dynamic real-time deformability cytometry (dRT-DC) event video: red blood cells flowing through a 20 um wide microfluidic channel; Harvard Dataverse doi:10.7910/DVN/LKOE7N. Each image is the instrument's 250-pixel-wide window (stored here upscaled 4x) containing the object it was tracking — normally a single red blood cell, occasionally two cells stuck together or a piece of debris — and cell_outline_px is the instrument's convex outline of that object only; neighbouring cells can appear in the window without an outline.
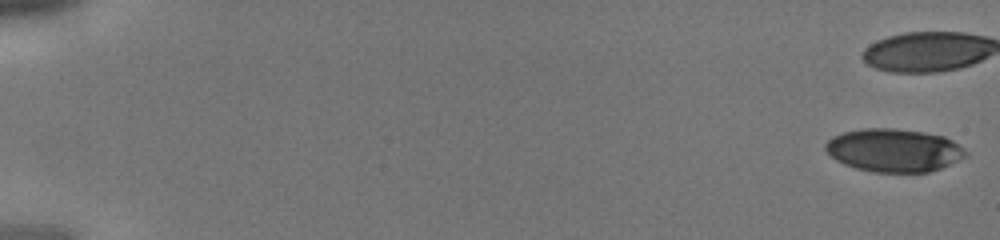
{"species": "human", "species_latin": "Homo sapiens", "temperature_condition": "cold", "stored_images_in_passage": 35, "camera_frame_rate_fps": 3000, "um_per_image_px": 0.085, "donor": {"sex": "male"}, "frame": {"image": 1, "passage_image": 1, "time_ms": 0.0, "image_size_px": [1000, 240], "cell_outline_px": [[968, 156], [940, 168], [928, 172], [872, 172], [856, 168], [844, 164], [836, 160], [824, 148], [824, 144], [832, 136], [844, 132], [864, 128], [892, 128], [924, 132], [944, 136], [952, 140], [968, 152]], "centroid_in_image_um": [75.97, 12.77], "position_along_channel_um": 9.0, "area_um2": 35.2}}